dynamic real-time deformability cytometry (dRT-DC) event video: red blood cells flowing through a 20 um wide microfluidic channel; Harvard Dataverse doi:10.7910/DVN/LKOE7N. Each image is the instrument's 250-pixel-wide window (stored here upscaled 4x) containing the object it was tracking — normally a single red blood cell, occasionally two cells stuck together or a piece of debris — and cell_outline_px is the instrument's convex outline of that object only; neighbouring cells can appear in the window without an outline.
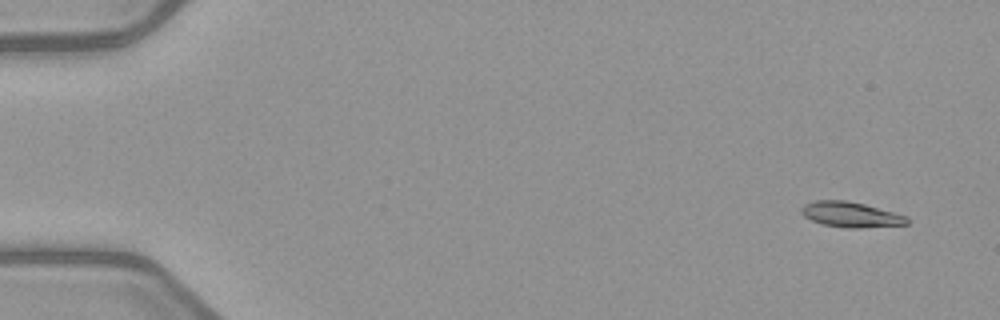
{"species": "common noctule bat (a hibernating species)", "species_latin": "Nyctalus noctula", "temperature_condition": "warm", "stored_images_in_passage": 6, "camera_frame_rate_fps": 3000, "um_per_image_px": 0.085, "animal": {"sex": "female", "body_mass_g": 21.9}, "frame": {"image": 1, "passage_image": 1, "time_ms": 0.0, "image_size_px": [1000, 320], "cell_outline_px": [[908, 224], [860, 228], [844, 228], [820, 224], [804, 216], [800, 212], [800, 208], [804, 204], [816, 200], [844, 200], [864, 204], [908, 216]], "centroid_in_image_um": [72.29, 18.24], "position_along_channel_um": 12.7, "area_um2": 15.66}}
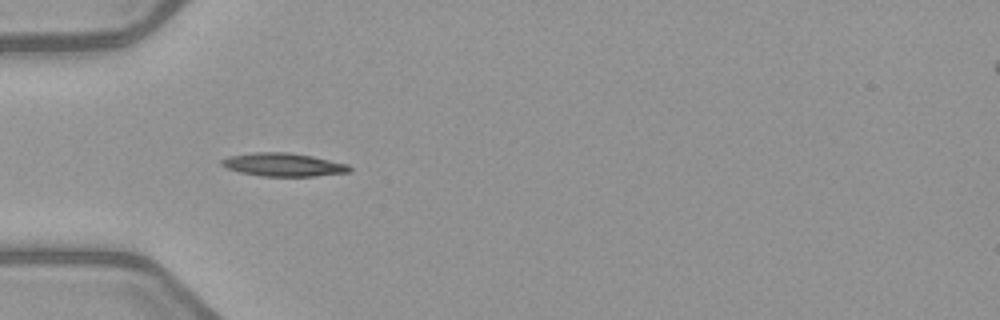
{"frame": {"image": 2, "passage_image": 5, "time_ms": 4.667, "image_size_px": [1000, 320], "cell_outline_px": [[352, 172], [316, 176], [264, 176], [240, 172], [228, 168], [220, 164], [220, 160], [228, 156], [256, 152], [288, 152], [312, 156], [348, 164], [352, 168]], "centroid_in_image_um": [24.11, 13.99], "position_along_channel_um": 60.9, "area_um2": 17.34}}
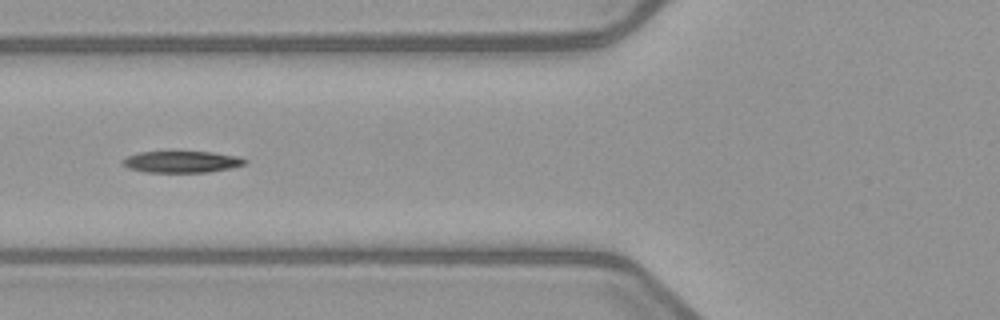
{"frame": {"image": 3, "passage_image": 6, "time_ms": 6.0, "image_size_px": [1000, 320], "cell_outline_px": [[248, 160], [244, 164], [228, 168], [208, 172], [148, 172], [128, 168], [120, 160], [124, 156], [136, 152], [212, 152], [240, 156]], "centroid_in_image_um": [15.41, 13.74], "position_along_channel_um": 110.4, "area_um2": 15.37}}